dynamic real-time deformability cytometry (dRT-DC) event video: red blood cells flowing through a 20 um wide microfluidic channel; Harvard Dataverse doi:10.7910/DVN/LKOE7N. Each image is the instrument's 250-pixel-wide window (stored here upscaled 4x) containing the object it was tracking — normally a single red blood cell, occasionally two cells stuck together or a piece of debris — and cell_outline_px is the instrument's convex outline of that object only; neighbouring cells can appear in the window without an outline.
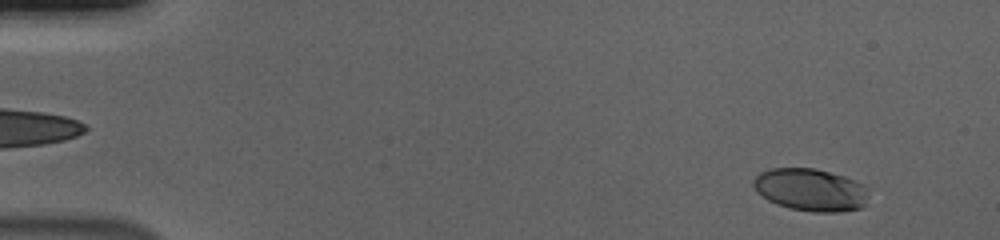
{"species": "human", "species_latin": "Homo sapiens", "temperature_condition": "cold", "stored_images_in_passage": 17, "camera_frame_rate_fps": 3000, "um_per_image_px": 0.085, "donor": {"sex": "male"}, "frame": {"image": 1, "passage_image": 5, "time_ms": 1.333, "image_size_px": [1000, 240], "cell_outline_px": [[864, 204], [860, 208], [840, 212], [812, 212], [792, 208], [776, 204], [768, 200], [756, 192], [752, 184], [752, 180], [760, 172], [772, 168], [816, 168], [844, 176], [864, 184]], "centroid_in_image_um": [68.83, 16.12], "position_along_channel_um": 16.2, "area_um2": 28.32}}